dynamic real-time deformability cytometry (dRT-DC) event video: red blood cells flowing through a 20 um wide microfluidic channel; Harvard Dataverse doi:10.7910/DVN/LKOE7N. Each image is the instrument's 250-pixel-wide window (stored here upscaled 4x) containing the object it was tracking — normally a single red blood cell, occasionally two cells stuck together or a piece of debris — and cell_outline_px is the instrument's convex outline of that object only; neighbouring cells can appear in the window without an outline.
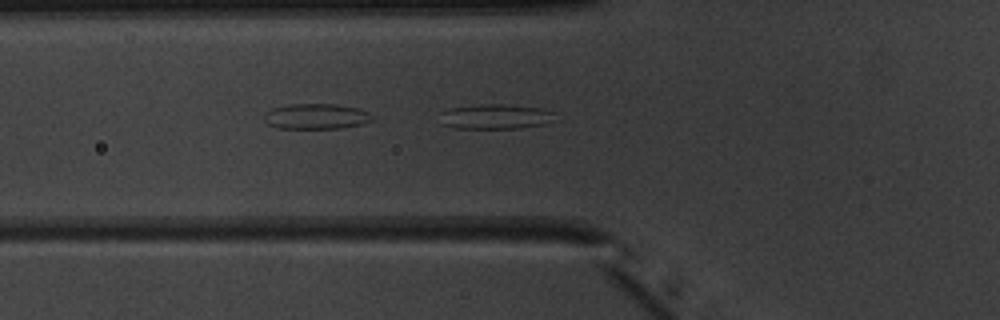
{"species": "common noctule bat (a hibernating species)", "species_latin": "Nyctalus noctula", "temperature_condition": "warm", "stored_images_in_passage": 39, "camera_frame_rate_fps": 3000, "um_per_image_px": 0.085, "animal": {"sex": "male", "body_mass_g": 20.1, "forearm_length_mm": 53.5}, "frame": {"image": 1, "passage_image": 8, "time_ms": 2.333, "image_size_px": [1000, 320], "cell_outline_px": [[560, 120], [548, 124], [520, 128], [456, 128], [440, 124], [440, 112], [452, 108], [480, 104], [508, 104], [544, 108], [556, 112]], "centroid_in_image_um": [42.25, 9.91], "position_along_channel_um": 83.5, "area_um2": 17.34}}
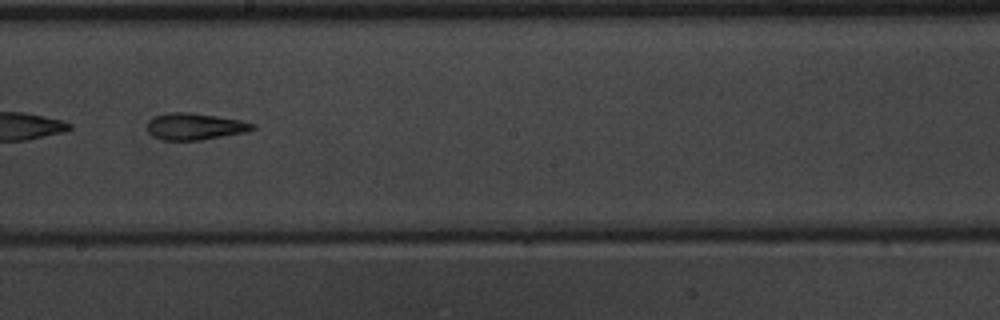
{"frame": {"image": 2, "passage_image": 19, "time_ms": 6.0, "image_size_px": [1000, 320], "cell_outline_px": [[256, 128], [248, 132], [200, 140], [164, 140], [152, 136], [148, 132], [148, 120], [156, 116], [168, 112], [188, 112], [244, 120], [256, 124]], "centroid_in_image_um": [16.61, 10.75], "position_along_channel_um": 231.6, "area_um2": 16.53}}
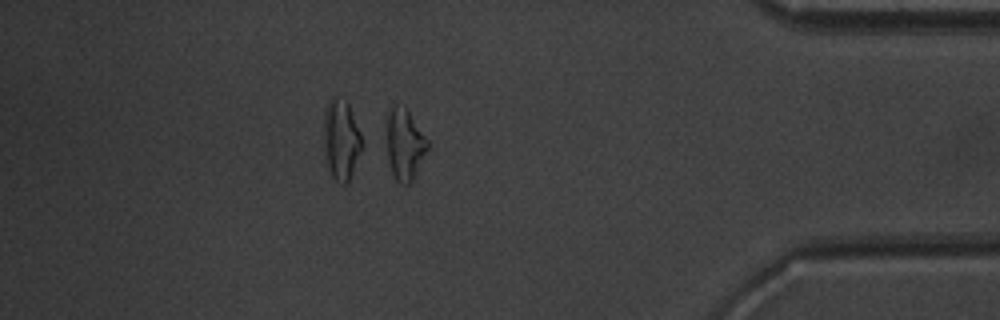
{"frame": {"image": 3, "passage_image": 34, "time_ms": 11.0, "image_size_px": [1000, 320], "cell_outline_px": [[428, 148], [412, 180], [408, 184], [400, 184], [396, 180], [392, 172], [388, 160], [388, 108], [396, 104], [408, 108], [428, 140]], "centroid_in_image_um": [34.41, 12.23], "position_along_channel_um": 400.8, "area_um2": 16.76}, "authors_computed_cell_mechanics": {"area_um2": 16.7042, "velocity_mm_per_s": 4.0127, "shape_relaxation_time_tau1_ms": null, "shape_relaxation_time_tau2_ms": 2.6854, "deformation_change_tau1": null, "deformation_change_tau2": 0.1322}}